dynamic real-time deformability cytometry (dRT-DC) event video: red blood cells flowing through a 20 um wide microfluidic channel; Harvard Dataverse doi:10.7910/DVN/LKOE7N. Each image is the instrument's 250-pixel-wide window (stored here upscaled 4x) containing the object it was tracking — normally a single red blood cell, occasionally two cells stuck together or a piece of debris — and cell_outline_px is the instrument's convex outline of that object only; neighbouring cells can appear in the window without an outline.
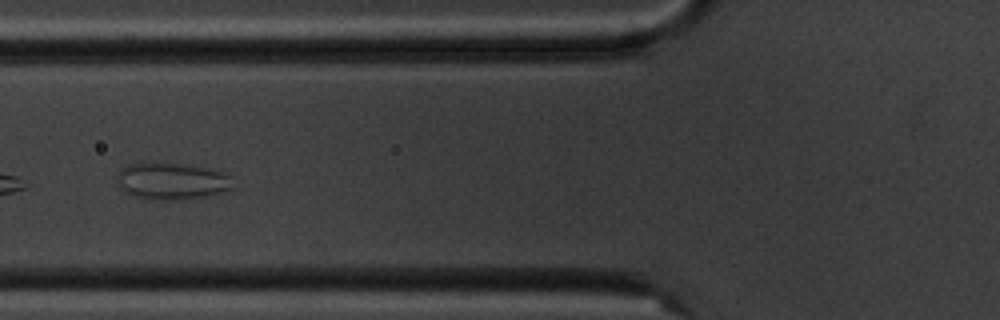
{"species": "common noctule bat (a hibernating species)", "species_latin": "Nyctalus noctula", "temperature_condition": "cold", "stored_images_in_passage": 11, "camera_frame_rate_fps": 3000, "um_per_image_px": 0.085, "animal": {"sex": "male", "body_mass_g": 20.1, "forearm_length_mm": 53.5}, "frame": {"image": 1, "passage_image": 2, "time_ms": 1.333, "image_size_px": [1000, 320], "cell_outline_px": [[236, 188], [204, 196], [180, 200], [164, 200], [132, 196], [124, 192], [116, 184], [116, 176], [128, 164], [140, 160], [180, 164], [208, 168], [224, 172], [232, 176]], "centroid_in_image_um": [14.59, 15.37], "position_along_channel_um": 111.2, "area_um2": 25.55}}
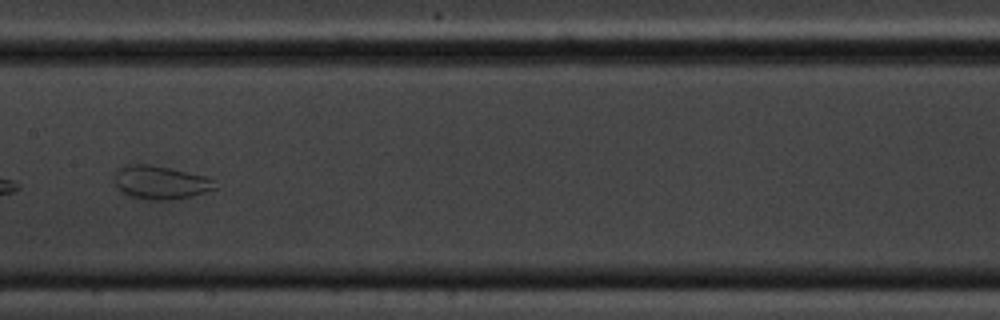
{"frame": {"image": 2, "passage_image": 4, "time_ms": 3.667, "image_size_px": [1000, 320], "cell_outline_px": [[220, 188], [192, 196], [168, 200], [148, 200], [128, 196], [116, 184], [116, 172], [124, 164], [152, 164], [172, 168], [204, 176], [212, 180]], "centroid_in_image_um": [13.68, 15.51], "position_along_channel_um": 193.7, "area_um2": 19.59}}
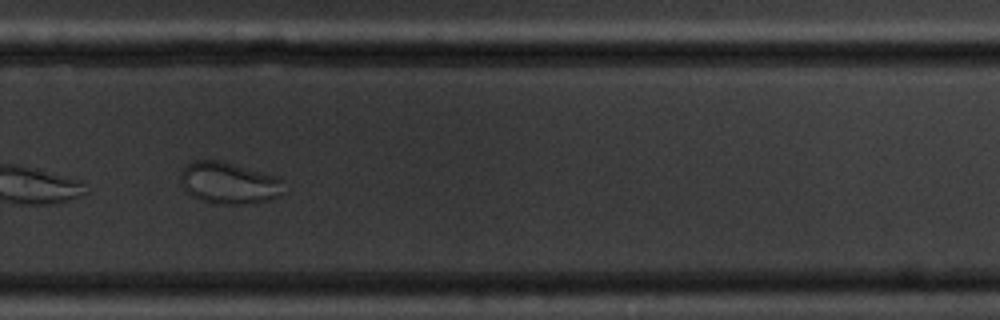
{"frame": {"image": 3, "passage_image": 7, "time_ms": 7.0, "image_size_px": [1000, 320], "cell_outline_px": [[284, 192], [280, 196], [272, 200], [248, 204], [224, 204], [204, 200], [192, 196], [180, 184], [180, 172], [192, 160], [224, 160], [276, 176], [284, 180]], "centroid_in_image_um": [19.5, 15.54], "position_along_channel_um": 310.3, "area_um2": 25.49}}